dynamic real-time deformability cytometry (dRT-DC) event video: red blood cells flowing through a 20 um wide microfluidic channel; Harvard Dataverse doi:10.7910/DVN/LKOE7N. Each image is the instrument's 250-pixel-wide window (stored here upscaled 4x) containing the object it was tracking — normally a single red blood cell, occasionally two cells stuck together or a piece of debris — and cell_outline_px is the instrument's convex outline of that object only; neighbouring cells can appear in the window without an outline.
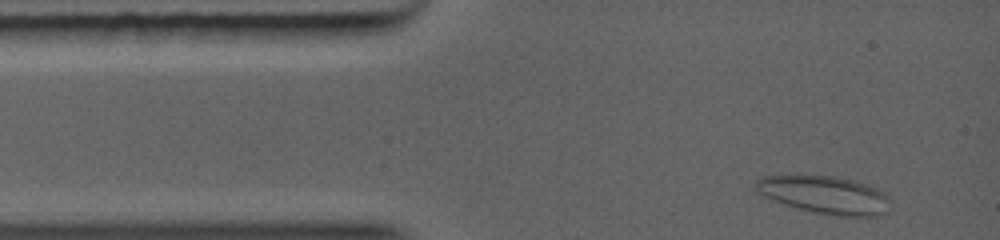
{"species": "common noctule bat (a hibernating species)", "species_latin": "Nyctalus noctula", "temperature_condition": "warm", "stored_images_in_passage": 52, "camera_frame_rate_fps": 5000, "um_per_image_px": 0.085, "animal": {"sex": "female", "body_mass_g": 19.0, "forearm_length_mm": 56.7}, "frame": {"image": 1, "passage_image": 4, "time_ms": 0.4, "image_size_px": [1000, 240], "cell_outline_px": [[892, 200], [888, 212], [876, 216], [836, 216], [816, 212], [784, 204], [764, 196], [752, 188], [756, 180], [760, 176], [836, 176], [852, 180], [876, 188], [884, 192]], "centroid_in_image_um": [70.13, 16.57], "position_along_channel_um": 14.9, "area_um2": 29.59}}
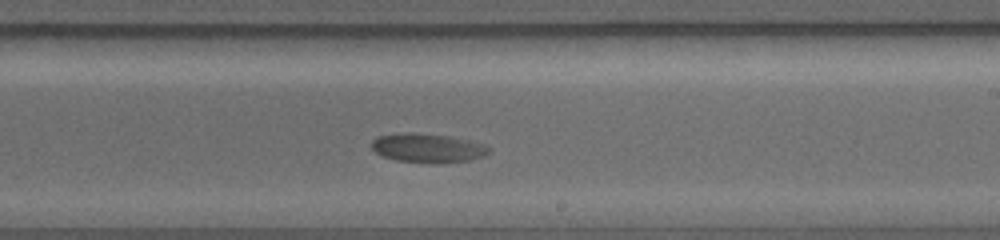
{"frame": {"image": 2, "passage_image": 37, "time_ms": 6.6, "image_size_px": [1000, 240], "cell_outline_px": [[492, 152], [484, 156], [468, 160], [428, 164], [396, 160], [384, 156], [376, 152], [372, 148], [372, 140], [376, 136], [404, 132], [412, 132], [448, 136], [468, 140], [484, 144], [492, 148]], "centroid_in_image_um": [36.37, 12.58], "position_along_channel_um": 252.6, "area_um2": 20.0}}
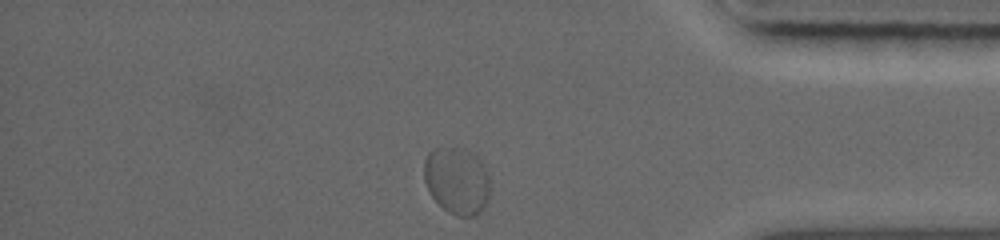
{"frame": {"image": 3, "passage_image": 52, "time_ms": 10.2, "image_size_px": [1000, 240], "cell_outline_px": [[492, 180], [488, 200], [484, 208], [480, 212], [472, 216], [456, 216], [448, 212], [432, 196], [424, 180], [424, 160], [428, 152], [436, 148], [448, 148], [480, 160], [484, 164]], "centroid_in_image_um": [38.86, 15.42], "position_along_channel_um": 396.3, "area_um2": 25.37}}